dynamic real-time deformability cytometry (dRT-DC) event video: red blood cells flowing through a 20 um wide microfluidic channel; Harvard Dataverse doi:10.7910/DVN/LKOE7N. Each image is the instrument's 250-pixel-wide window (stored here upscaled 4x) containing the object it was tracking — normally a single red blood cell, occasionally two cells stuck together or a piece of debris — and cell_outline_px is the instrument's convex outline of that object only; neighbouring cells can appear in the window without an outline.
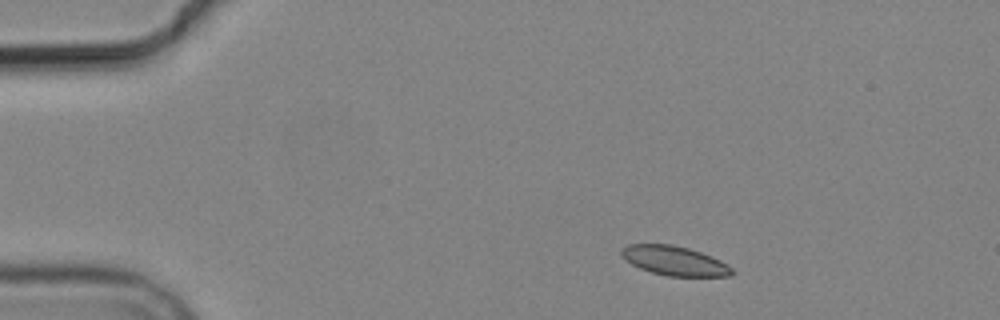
{"species": "common noctule bat (a hibernating species)", "species_latin": "Nyctalus noctula", "temperature_condition": "cold", "stored_images_in_passage": 4, "camera_frame_rate_fps": 3000, "um_per_image_px": 0.085, "animal": {"sex": "male", "body_mass_g": 19.2, "forearm_length_mm": 51.8}, "frame": {"image": 1, "passage_image": 1, "time_ms": 0.0, "image_size_px": [1000, 320], "cell_outline_px": [[736, 272], [732, 276], [668, 276], [652, 272], [640, 268], [632, 264], [620, 252], [620, 248], [628, 244], [672, 244], [688, 248], [712, 256], [728, 264]], "centroid_in_image_um": [57.37, 22.16], "position_along_channel_um": 27.6, "area_um2": 18.9}}
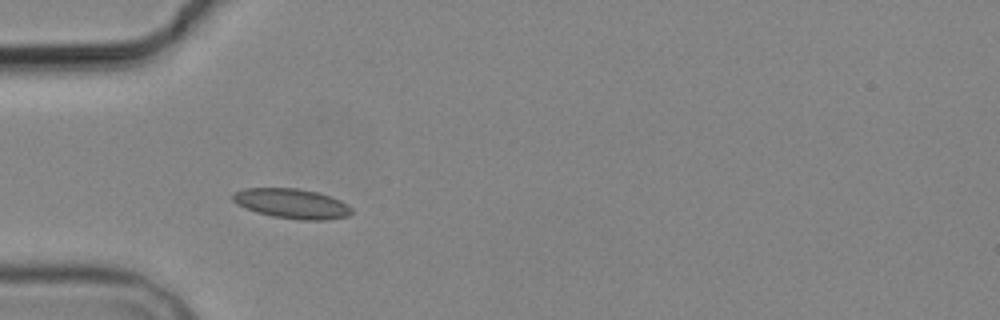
{"frame": {"image": 2, "passage_image": 3, "time_ms": 2.667, "image_size_px": [1000, 320], "cell_outline_px": [[352, 212], [348, 216], [328, 220], [300, 220], [272, 216], [256, 212], [236, 204], [232, 200], [232, 196], [236, 192], [244, 188], [296, 188], [316, 192], [340, 200], [348, 204], [352, 208]], "centroid_in_image_um": [24.81, 17.31], "position_along_channel_um": 60.2, "area_um2": 20.63}}
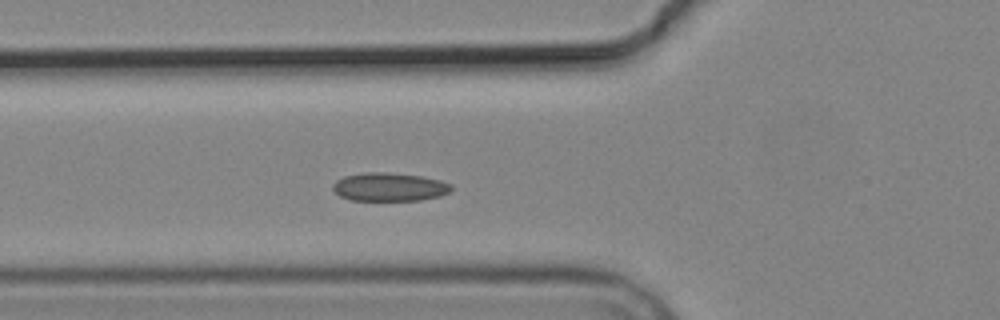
{"frame": {"image": 3, "passage_image": 4, "time_ms": 3.667, "image_size_px": [1000, 320], "cell_outline_px": [[452, 188], [448, 192], [440, 196], [420, 200], [352, 200], [340, 196], [332, 188], [332, 184], [336, 180], [344, 176], [364, 172], [388, 172], [420, 176], [440, 180], [452, 184]], "centroid_in_image_um": [33.08, 15.88], "position_along_channel_um": 92.7, "area_um2": 19.59}}